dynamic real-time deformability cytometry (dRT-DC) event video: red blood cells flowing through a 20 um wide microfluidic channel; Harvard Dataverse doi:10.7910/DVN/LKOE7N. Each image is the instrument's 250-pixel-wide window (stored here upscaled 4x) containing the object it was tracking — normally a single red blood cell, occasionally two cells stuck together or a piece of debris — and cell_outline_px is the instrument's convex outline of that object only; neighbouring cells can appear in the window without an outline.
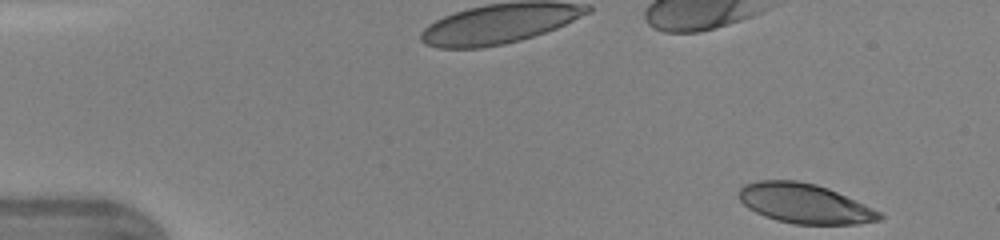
{"species": "human", "species_latin": "Homo sapiens", "temperature_condition": "warm", "stored_images_in_passage": 44, "camera_frame_rate_fps": 3000, "um_per_image_px": 0.085, "donor": {"sex": "female"}, "frame": {"image": 1, "passage_image": 1, "time_ms": 0.0, "image_size_px": [1000, 240], "cell_outline_px": [[884, 216], [880, 220], [856, 224], [792, 224], [776, 220], [764, 216], [748, 208], [740, 200], [740, 188], [744, 184], [756, 180], [796, 180], [816, 184], [828, 188], [872, 208], [880, 212]], "centroid_in_image_um": [68.37, 17.3], "position_along_channel_um": 16.6, "area_um2": 32.37}}
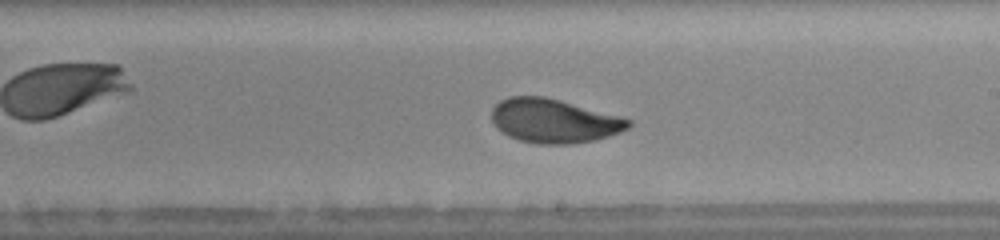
{"frame": {"image": 2, "passage_image": 25, "time_ms": 8.0, "image_size_px": [1000, 240], "cell_outline_px": [[632, 124], [628, 128], [620, 132], [596, 140], [572, 144], [536, 144], [520, 140], [508, 136], [496, 128], [492, 120], [492, 108], [500, 100], [508, 96], [544, 96], [560, 100], [620, 116], [632, 120]], "centroid_in_image_um": [47.07, 10.28], "position_along_channel_um": 241.9, "area_um2": 35.2}}
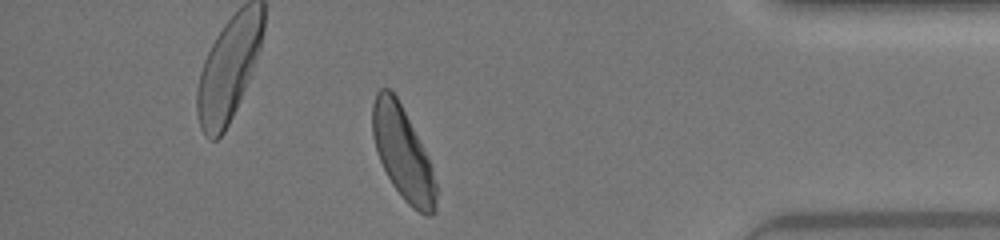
{"frame": {"image": 3, "passage_image": 38, "time_ms": 12.333, "image_size_px": [1000, 240], "cell_outline_px": [[436, 212], [428, 216], [424, 216], [412, 208], [404, 200], [392, 184], [376, 152], [372, 136], [372, 104], [376, 92], [380, 88], [388, 88], [396, 96], [432, 168], [436, 184]], "centroid_in_image_um": [34.21, 13.07], "position_along_channel_um": 401.0, "area_um2": 33.76}, "authors_computed_cell_mechanics": {"area_um2": 34.5933, "velocity_mm_per_s": 4.3459, "shape_relaxation_time_tau1_ms": 3.2829, "shape_relaxation_time_tau2_ms": 1.0872, "deformation_change_tau1": 0.1567, "deformation_change_tau2": 0.0676}}